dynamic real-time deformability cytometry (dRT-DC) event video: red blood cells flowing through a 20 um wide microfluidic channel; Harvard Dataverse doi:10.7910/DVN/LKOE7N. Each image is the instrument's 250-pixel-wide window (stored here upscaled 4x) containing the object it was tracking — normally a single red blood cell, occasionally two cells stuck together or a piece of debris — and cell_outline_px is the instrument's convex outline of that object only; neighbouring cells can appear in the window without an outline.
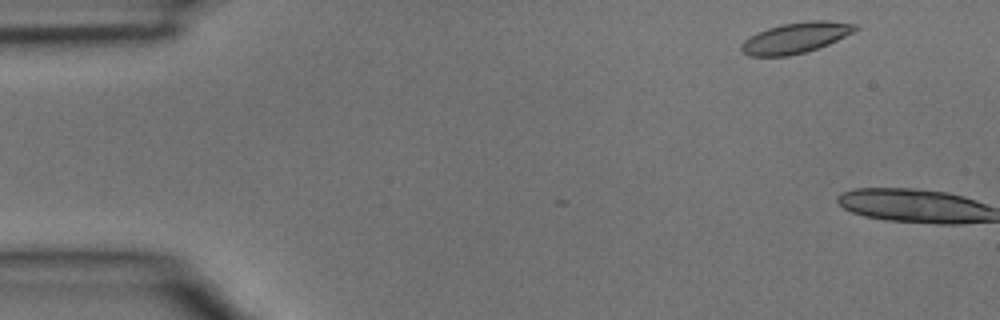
{"species": "common noctule bat (a hibernating species)", "species_latin": "Nyctalus noctula", "temperature_condition": "room temperature", "stored_images_in_passage": 2, "camera_frame_rate_fps": 3000, "um_per_image_px": 0.085, "animal": {"sex": "male", "body_mass_g": 15.6}, "frame": {"image": 1, "passage_image": 1, "time_ms": 0.0, "image_size_px": [1000, 320], "cell_outline_px": [[860, 28], [828, 44], [804, 52], [788, 56], [748, 56], [740, 48], [740, 44], [744, 40], [768, 28], [780, 24], [808, 20], [828, 20], [856, 24]], "centroid_in_image_um": [67.63, 3.2], "position_along_channel_um": 17.4, "area_um2": 20.17}}